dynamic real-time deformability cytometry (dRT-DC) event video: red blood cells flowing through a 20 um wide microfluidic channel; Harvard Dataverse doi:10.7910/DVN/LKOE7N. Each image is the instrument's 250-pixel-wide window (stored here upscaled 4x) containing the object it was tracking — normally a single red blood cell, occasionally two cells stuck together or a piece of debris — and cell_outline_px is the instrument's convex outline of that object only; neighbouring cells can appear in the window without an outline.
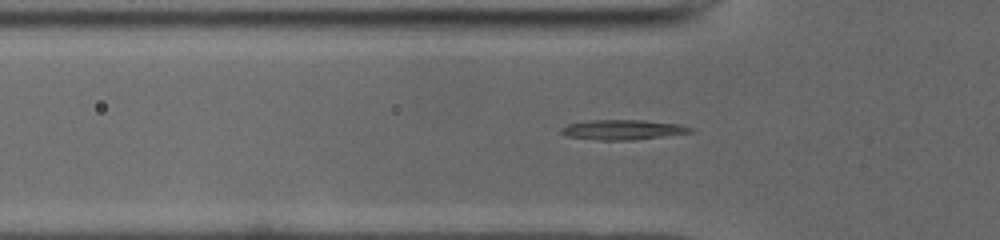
{"species": "common noctule bat (a hibernating species)", "species_latin": "Nyctalus noctula", "temperature_condition": "cold", "stored_images_in_passage": 51, "camera_frame_rate_fps": 3000, "um_per_image_px": 0.085, "animal": {"sex": "male", "body_mass_g": 19.0, "forearm_length_mm": 50.8}, "frame": {"image": 1, "passage_image": 15, "time_ms": 4.667, "image_size_px": [1000, 240], "cell_outline_px": [[692, 132], [632, 140], [604, 140], [564, 136], [560, 132], [560, 128], [568, 124], [592, 120], [644, 120], [680, 124], [692, 128]], "centroid_in_image_um": [52.9, 11.02], "position_along_channel_um": 72.9, "area_um2": 14.85}}
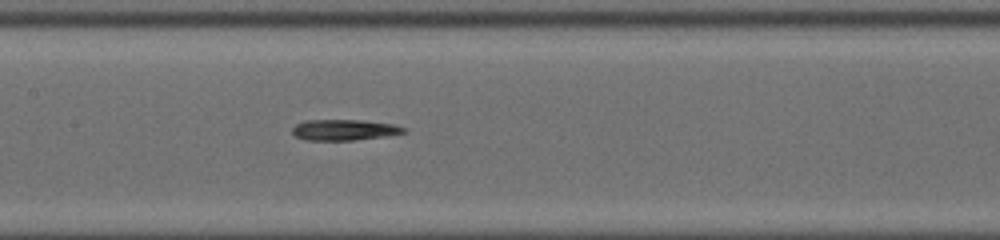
{"frame": {"image": 2, "passage_image": 23, "time_ms": 7.333, "image_size_px": [1000, 240], "cell_outline_px": [[408, 132], [388, 136], [352, 140], [304, 140], [292, 136], [292, 128], [296, 124], [304, 120], [364, 120], [392, 124], [408, 128]], "centroid_in_image_um": [29.26, 11.04], "position_along_channel_um": 178.1, "area_um2": 13.81}}
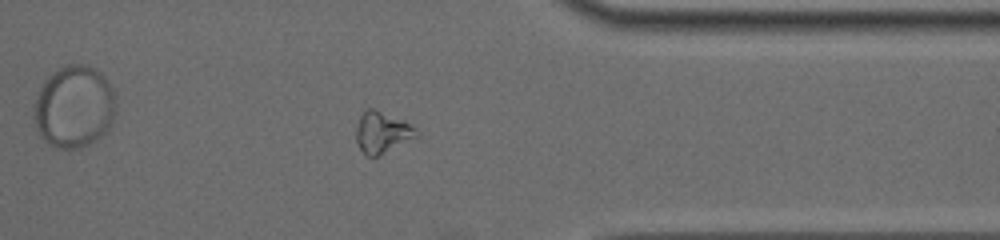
{"frame": {"image": 3, "passage_image": 39, "time_ms": 12.667, "image_size_px": [1000, 240], "cell_outline_px": [[416, 136], [376, 156], [368, 156], [360, 148], [356, 140], [356, 128], [360, 116], [364, 108], [372, 108], [404, 120], [412, 124]], "centroid_in_image_um": [32.42, 11.21], "position_along_channel_um": 379.0, "area_um2": 13.99}}